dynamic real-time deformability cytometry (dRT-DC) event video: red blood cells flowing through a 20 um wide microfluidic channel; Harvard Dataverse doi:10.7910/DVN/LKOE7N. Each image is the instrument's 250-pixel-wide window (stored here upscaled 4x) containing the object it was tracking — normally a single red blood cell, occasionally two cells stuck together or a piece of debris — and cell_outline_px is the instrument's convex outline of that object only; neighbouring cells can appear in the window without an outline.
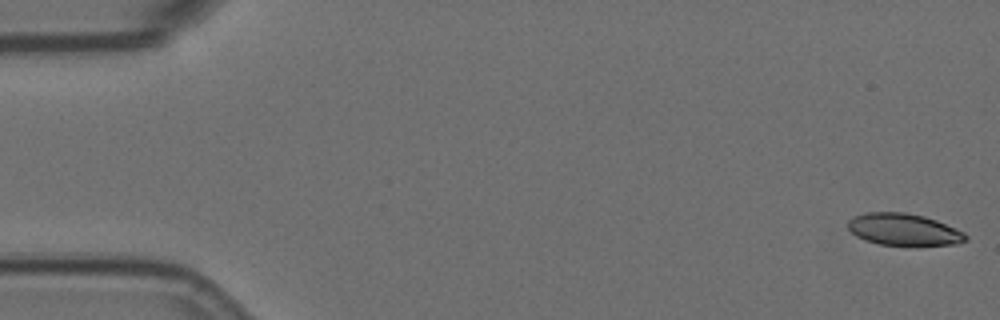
{"species": "Egyptian fruit bat (a non-hibernating species)", "species_latin": "Rousettus aegyptiacus", "temperature_condition": "room temperature", "stored_images_in_passage": 56, "camera_frame_rate_fps": 3000, "um_per_image_px": 0.085, "animal": {"sex": "female"}, "frame": {"image": 1, "passage_image": 1, "time_ms": 0.0, "image_size_px": [1000, 320], "cell_outline_px": [[968, 240], [956, 244], [916, 248], [880, 244], [856, 236], [848, 228], [848, 220], [864, 212], [908, 212], [924, 216], [936, 220], [964, 232], [968, 236]], "centroid_in_image_um": [76.88, 19.55], "position_along_channel_um": 8.1, "area_um2": 22.6}}
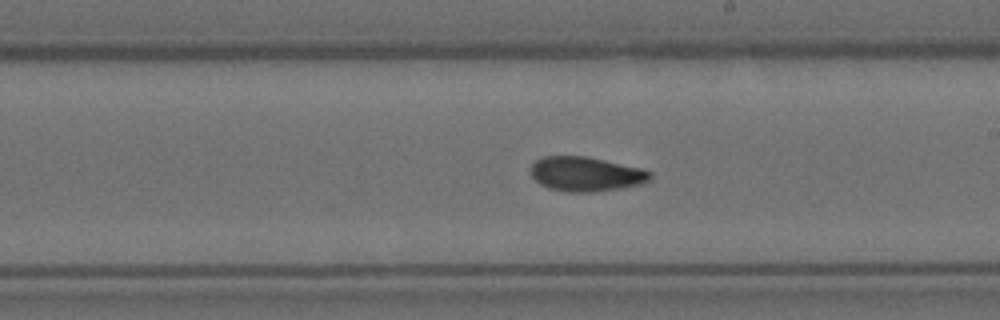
{"frame": {"image": 2, "passage_image": 32, "time_ms": 10.333, "image_size_px": [1000, 320], "cell_outline_px": [[652, 176], [648, 180], [640, 184], [620, 188], [592, 192], [568, 192], [548, 188], [540, 184], [532, 176], [532, 164], [536, 160], [544, 156], [588, 156], [640, 168], [652, 172]], "centroid_in_image_um": [49.8, 14.79], "position_along_channel_um": 239.2, "area_um2": 23.87}}
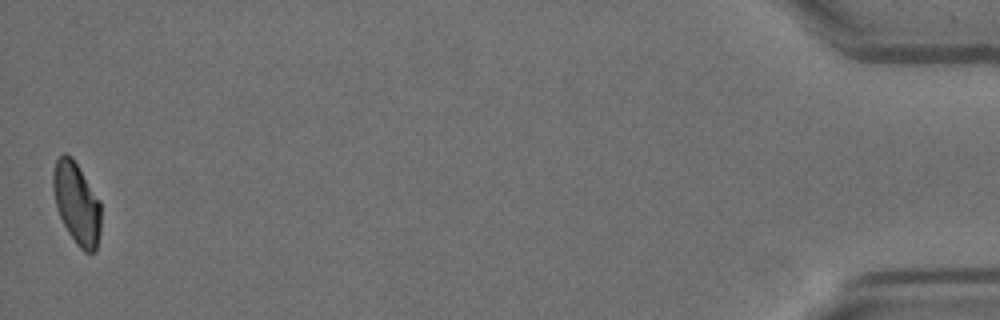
{"frame": {"image": 3, "passage_image": 56, "time_ms": 18.333, "image_size_px": [1000, 320], "cell_outline_px": [[100, 232], [96, 252], [84, 252], [76, 244], [68, 232], [60, 216], [56, 204], [52, 188], [52, 172], [56, 160], [64, 152], [72, 156], [100, 200]], "centroid_in_image_um": [6.51, 17.27], "position_along_channel_um": 428.7, "area_um2": 22.89}, "authors_computed_cell_mechanics": {"area_um2": 23.4668, "velocity_mm_per_s": 3.5767, "shape_relaxation_time_tau1_ms": null, "shape_relaxation_time_tau2_ms": 4.1379, "deformation_change_tau1": null, "deformation_change_tau2": 0.0958}}